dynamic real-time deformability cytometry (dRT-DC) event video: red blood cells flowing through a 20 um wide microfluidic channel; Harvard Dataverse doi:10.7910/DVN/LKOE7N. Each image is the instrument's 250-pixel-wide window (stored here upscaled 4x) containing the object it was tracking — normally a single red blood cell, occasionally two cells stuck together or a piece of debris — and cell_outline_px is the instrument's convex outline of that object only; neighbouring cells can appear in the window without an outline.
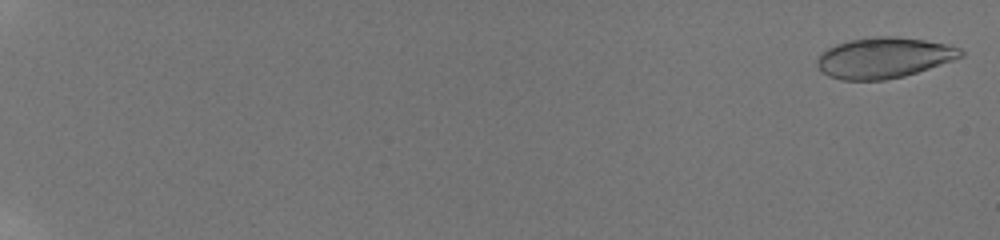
{"species": "human", "species_latin": "Homo sapiens", "temperature_condition": "room temperature", "stored_images_in_passage": 59, "camera_frame_rate_fps": 3000, "um_per_image_px": 0.085, "donor": {"sex": "male"}, "frame": {"image": 1, "passage_image": 2, "time_ms": 0.333, "image_size_px": [1000, 240], "cell_outline_px": [[964, 56], [904, 76], [884, 80], [840, 80], [828, 76], [820, 72], [816, 64], [816, 60], [820, 52], [836, 44], [852, 40], [876, 36], [896, 36], [924, 40], [944, 44], [960, 48], [964, 52]], "centroid_in_image_um": [75.07, 4.91], "position_along_channel_um": 9.9, "area_um2": 33.99}}
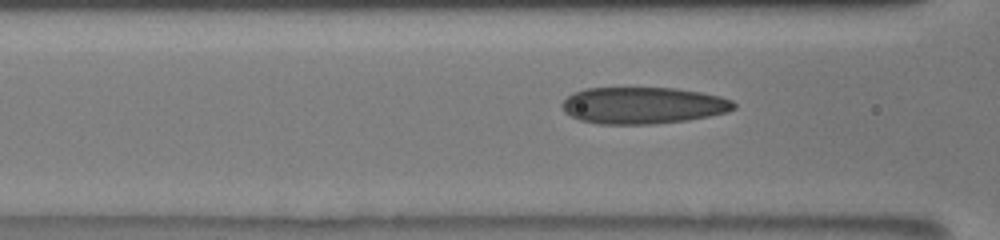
{"frame": {"image": 2, "passage_image": 29, "time_ms": 9.333, "image_size_px": [1000, 240], "cell_outline_px": [[736, 108], [728, 112], [688, 120], [656, 124], [596, 124], [580, 120], [564, 112], [560, 104], [568, 96], [584, 88], [676, 88], [700, 92], [720, 96], [732, 100], [736, 104]], "centroid_in_image_um": [54.66, 8.96], "position_along_channel_um": 111.9, "area_um2": 36.93}}
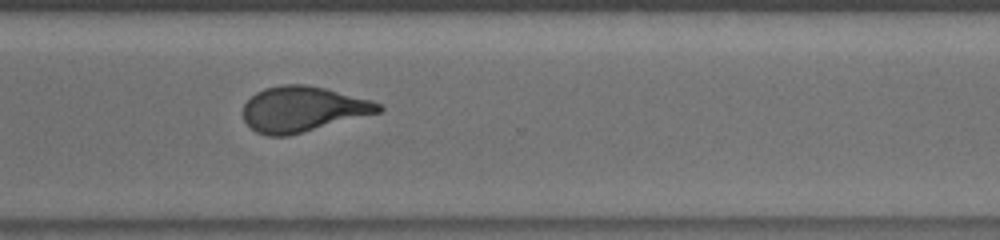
{"frame": {"image": 3, "passage_image": 47, "time_ms": 15.333, "image_size_px": [1000, 240], "cell_outline_px": [[384, 108], [380, 112], [288, 136], [268, 136], [256, 132], [244, 120], [244, 104], [256, 92], [264, 88], [284, 84], [304, 84], [324, 88], [372, 100], [380, 104]], "centroid_in_image_um": [25.73, 9.27], "position_along_channel_um": 344.9, "area_um2": 35.55}, "authors_computed_cell_mechanics": {"area_um2": 35.4892, "velocity_mm_per_s": 3.8869, "shape_relaxation_time_tau1_ms": 4.8832, "shape_relaxation_time_tau2_ms": 1.2872, "deformation_change_tau1": 0.1846, "deformation_change_tau2": 0.0741}}